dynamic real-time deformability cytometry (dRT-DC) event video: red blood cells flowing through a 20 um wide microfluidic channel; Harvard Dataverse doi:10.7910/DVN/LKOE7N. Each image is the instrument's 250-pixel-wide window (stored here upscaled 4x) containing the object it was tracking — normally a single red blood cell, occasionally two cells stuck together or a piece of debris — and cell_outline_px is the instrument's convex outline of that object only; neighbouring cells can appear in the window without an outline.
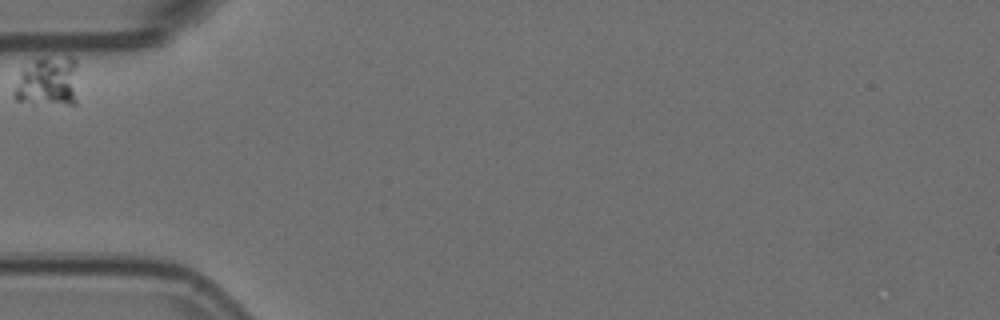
{"species": "Egyptian fruit bat (a non-hibernating species)", "species_latin": "Rousettus aegyptiacus", "temperature_condition": "room temperature", "stored_images_in_passage": 4, "camera_frame_rate_fps": 3000, "um_per_image_px": 0.085, "animal": {"sex": "female"}, "frame": {"image": 1, "passage_image": 1, "time_ms": 0.0, "image_size_px": [1000, 320], "cell_outline_px": [[76, 104], [68, 104], [16, 100], [16, 84], [20, 72], [24, 68], [36, 60], [68, 56], [72, 56], [76, 60]], "centroid_in_image_um": [4.13, 6.91], "position_along_channel_um": 80.9, "area_um2": 17.8}}
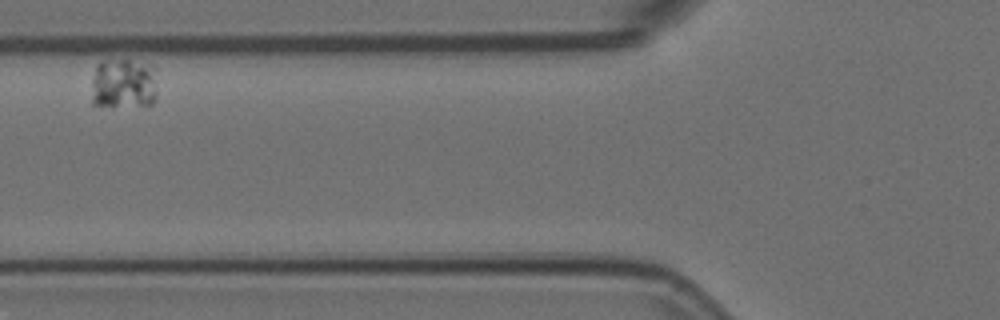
{"frame": {"image": 2, "passage_image": 2, "time_ms": 0.333, "image_size_px": [1000, 320], "cell_outline_px": [[156, 96], [152, 104], [92, 104], [92, 80], [96, 64], [120, 60], [128, 60], [156, 68]], "centroid_in_image_um": [10.52, 7.09], "position_along_channel_um": 115.3, "area_um2": 18.73}}
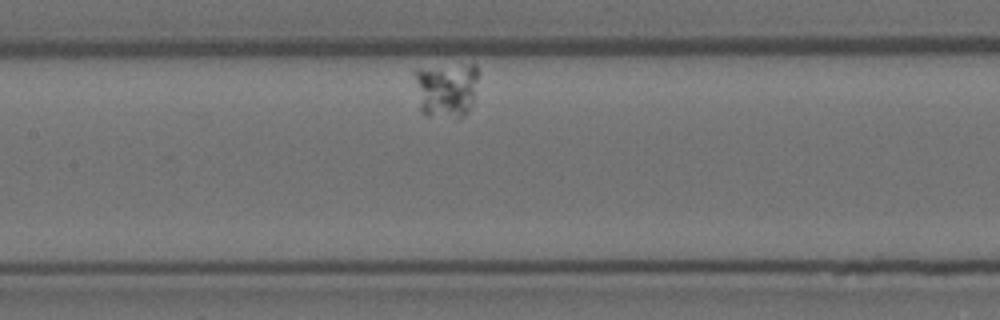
{"frame": {"image": 3, "passage_image": 4, "time_ms": 1.0, "image_size_px": [1000, 320], "cell_outline_px": [[476, 80], [472, 104], [468, 112], [460, 120], [456, 120], [428, 116], [420, 112], [412, 72], [416, 68], [472, 64], [476, 64]], "centroid_in_image_um": [37.86, 7.67], "position_along_channel_um": 169.5, "area_um2": 21.15}}